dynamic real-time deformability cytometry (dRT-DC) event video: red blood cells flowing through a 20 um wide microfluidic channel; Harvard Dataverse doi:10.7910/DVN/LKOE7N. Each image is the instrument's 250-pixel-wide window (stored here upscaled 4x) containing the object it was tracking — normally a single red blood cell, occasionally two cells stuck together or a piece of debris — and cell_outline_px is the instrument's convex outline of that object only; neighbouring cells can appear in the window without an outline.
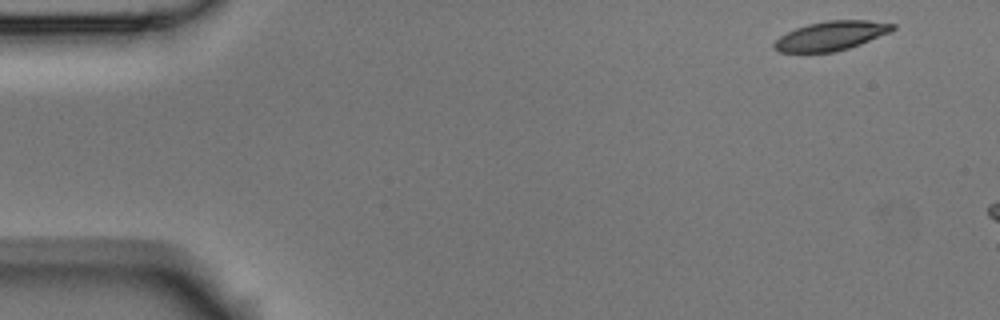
{"species": "Egyptian fruit bat (a non-hibernating species)", "species_latin": "Rousettus aegyptiacus", "temperature_condition": "room temperature", "stored_images_in_passage": 4, "camera_frame_rate_fps": 3000, "um_per_image_px": 0.085, "animal": {"sex": "male"}, "frame": {"image": 1, "passage_image": 1, "time_ms": 0.0, "image_size_px": [1000, 320], "cell_outline_px": [[896, 28], [892, 32], [860, 44], [848, 48], [832, 52], [780, 52], [772, 48], [772, 44], [780, 36], [796, 28], [808, 24], [828, 20], [868, 20], [896, 24]], "centroid_in_image_um": [70.66, 3.04], "position_along_channel_um": 14.3, "area_um2": 20.17}}